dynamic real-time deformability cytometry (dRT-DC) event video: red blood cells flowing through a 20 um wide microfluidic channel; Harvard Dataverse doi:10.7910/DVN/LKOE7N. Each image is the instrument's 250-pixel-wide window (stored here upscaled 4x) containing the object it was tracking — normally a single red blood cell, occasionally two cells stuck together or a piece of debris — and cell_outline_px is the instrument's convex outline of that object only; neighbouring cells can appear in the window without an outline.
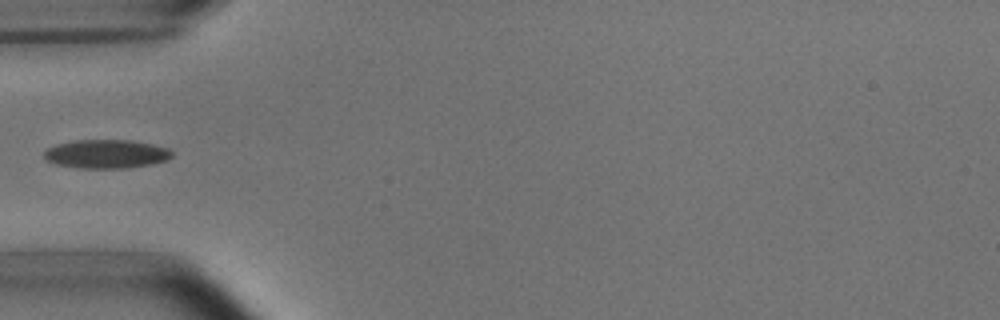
{"species": "common noctule bat (a hibernating species)", "species_latin": "Nyctalus noctula", "temperature_condition": "room temperature", "stored_images_in_passage": 36, "camera_frame_rate_fps": 3000, "um_per_image_px": 0.085, "animal": {"sex": "male", "body_mass_g": 15.6}, "frame": {"image": 1, "passage_image": 1, "time_ms": 0.0, "image_size_px": [1000, 320], "cell_outline_px": [[172, 156], [168, 160], [152, 164], [128, 168], [76, 168], [56, 164], [48, 160], [44, 156], [44, 152], [48, 148], [60, 144], [76, 140], [132, 140], [152, 144], [168, 148], [172, 152]], "centroid_in_image_um": [9.08, 13.09], "position_along_channel_um": 75.9, "area_um2": 21.33}}
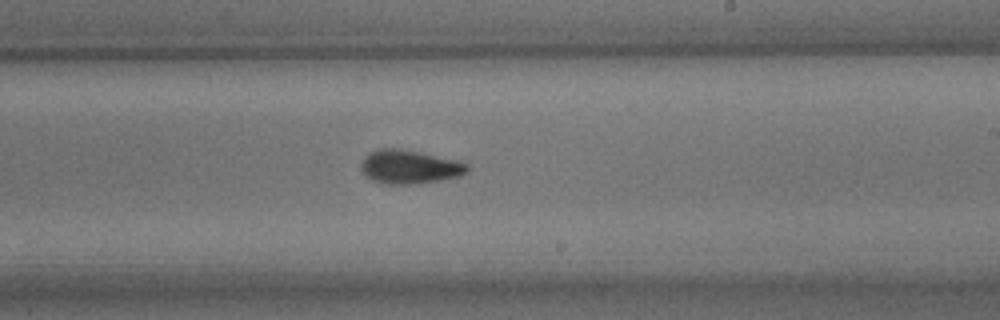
{"frame": {"image": 2, "passage_image": 15, "time_ms": 4.667, "image_size_px": [1000, 320], "cell_outline_px": [[468, 172], [460, 176], [440, 180], [408, 184], [384, 184], [372, 180], [364, 176], [360, 168], [364, 156], [368, 152], [380, 148], [400, 148], [420, 152], [456, 160], [468, 164]], "centroid_in_image_um": [34.76, 14.18], "position_along_channel_um": 254.2, "area_um2": 20.98}}
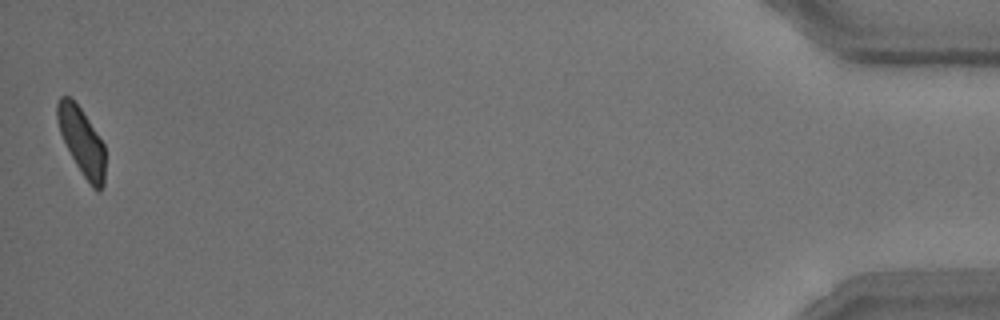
{"frame": {"image": 3, "passage_image": 36, "time_ms": 11.667, "image_size_px": [1000, 320], "cell_outline_px": [[104, 184], [100, 192], [96, 192], [92, 188], [76, 164], [60, 132], [56, 120], [56, 104], [60, 96], [68, 96], [80, 108], [104, 144]], "centroid_in_image_um": [6.94, 12.04], "position_along_channel_um": 428.3, "area_um2": 18.44}}